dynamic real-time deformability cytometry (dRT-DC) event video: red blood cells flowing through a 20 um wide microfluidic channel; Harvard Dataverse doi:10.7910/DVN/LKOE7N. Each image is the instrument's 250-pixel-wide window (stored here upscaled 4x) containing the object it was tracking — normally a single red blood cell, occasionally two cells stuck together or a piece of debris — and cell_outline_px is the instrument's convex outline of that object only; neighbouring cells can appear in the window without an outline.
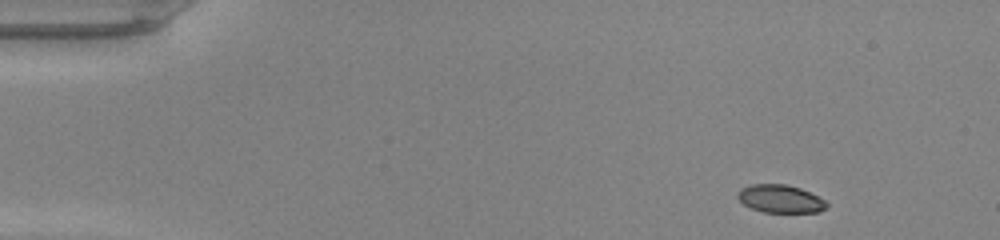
{"species": "common noctule bat (a hibernating species)", "species_latin": "Nyctalus noctula", "temperature_condition": "warm", "stored_images_in_passage": 44, "camera_frame_rate_fps": 3000, "um_per_image_px": 0.085, "animal": {"sex": "male", "body_mass_g": 20.0, "forearm_length_mm": 53.3}, "frame": {"image": 1, "passage_image": 1, "time_ms": 0.0, "image_size_px": [1000, 240], "cell_outline_px": [[828, 204], [820, 212], [764, 212], [752, 208], [744, 204], [736, 196], [736, 192], [740, 188], [748, 184], [784, 184], [800, 188], [824, 200]], "centroid_in_image_um": [66.27, 16.89], "position_along_channel_um": 18.7, "area_um2": 14.39}}
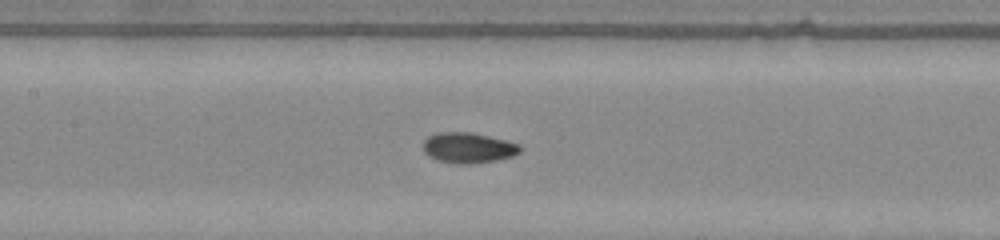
{"frame": {"image": 2, "passage_image": 19, "time_ms": 6.0, "image_size_px": [1000, 240], "cell_outline_px": [[520, 152], [512, 156], [496, 160], [468, 164], [464, 164], [436, 160], [428, 156], [424, 152], [424, 140], [428, 136], [436, 132], [472, 132], [520, 144]], "centroid_in_image_um": [39.77, 12.55], "position_along_channel_um": 167.6, "area_um2": 17.11}}
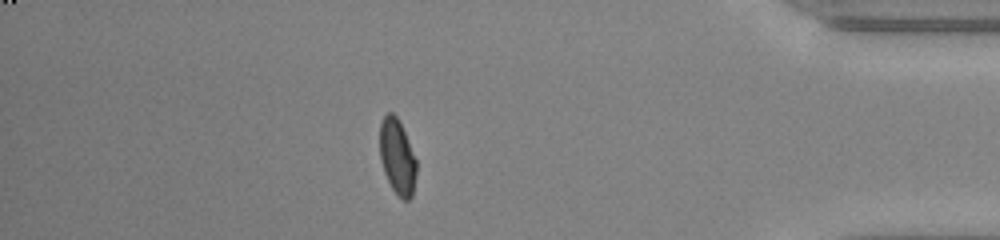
{"frame": {"image": 3, "passage_image": 38, "time_ms": 12.333, "image_size_px": [1000, 240], "cell_outline_px": [[416, 176], [412, 196], [408, 200], [404, 200], [392, 188], [384, 172], [380, 160], [380, 124], [384, 116], [388, 112], [392, 112], [396, 116], [404, 132], [416, 160]], "centroid_in_image_um": [33.76, 13.33], "position_along_channel_um": 401.4, "area_um2": 15.78}, "authors_computed_cell_mechanics": {"area_um2": 16.2418, "velocity_mm_per_s": 4.2855, "shape_relaxation_time_tau1_ms": 6.5724, "shape_relaxation_time_tau2_ms": 0.8812, "deformation_change_tau1": 0.203, "deformation_change_tau2": 0.0479}}